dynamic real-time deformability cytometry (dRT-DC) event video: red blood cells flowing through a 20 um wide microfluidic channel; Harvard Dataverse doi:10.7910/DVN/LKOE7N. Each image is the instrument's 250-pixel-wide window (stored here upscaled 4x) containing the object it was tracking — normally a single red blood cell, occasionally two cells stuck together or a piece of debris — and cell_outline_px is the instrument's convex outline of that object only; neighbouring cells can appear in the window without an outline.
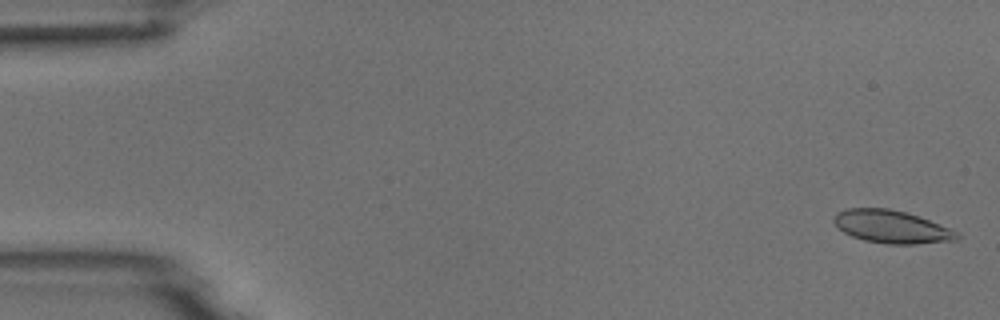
{"species": "common noctule bat (a hibernating species)", "species_latin": "Nyctalus noctula", "temperature_condition": "room temperature", "stored_images_in_passage": 5, "camera_frame_rate_fps": 3000, "um_per_image_px": 0.085, "animal": {"sex": "male", "body_mass_g": 18.8}, "frame": {"image": 1, "passage_image": 1, "time_ms": 0.0, "image_size_px": [1000, 320], "cell_outline_px": [[960, 236], [956, 240], [916, 244], [888, 244], [864, 240], [852, 236], [844, 232], [832, 220], [836, 212], [844, 208], [888, 208], [904, 212], [928, 220], [960, 232]], "centroid_in_image_um": [75.77, 19.27], "position_along_channel_um": 9.2, "area_um2": 23.41}}
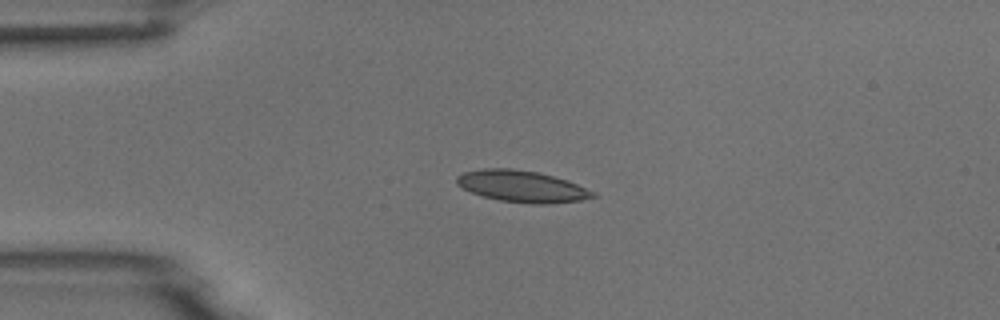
{"frame": {"image": 2, "passage_image": 4, "time_ms": 3.667, "image_size_px": [1000, 320], "cell_outline_px": [[600, 196], [580, 200], [548, 204], [532, 204], [500, 200], [484, 196], [472, 192], [456, 184], [456, 176], [464, 172], [480, 168], [512, 168], [536, 172], [568, 180], [596, 192]], "centroid_in_image_um": [44.39, 15.83], "position_along_channel_um": 40.6, "area_um2": 25.09}}